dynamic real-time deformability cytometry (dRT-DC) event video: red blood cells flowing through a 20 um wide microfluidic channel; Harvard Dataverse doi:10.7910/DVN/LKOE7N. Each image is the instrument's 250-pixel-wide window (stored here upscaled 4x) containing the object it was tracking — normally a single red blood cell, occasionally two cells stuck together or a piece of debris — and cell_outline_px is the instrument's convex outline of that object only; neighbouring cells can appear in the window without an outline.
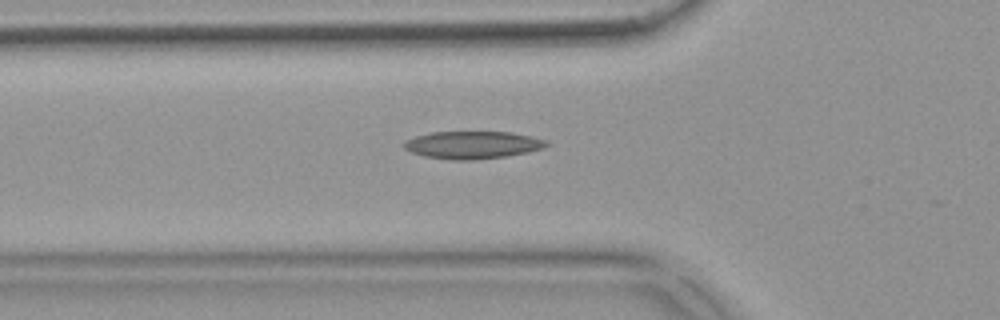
{"species": "common noctule bat (a hibernating species)", "species_latin": "Nyctalus noctula", "temperature_condition": "warm", "stored_images_in_passage": 38, "camera_frame_rate_fps": 3000, "um_per_image_px": 0.085, "animal": {"sex": "female", "body_mass_g": 18.4}, "frame": {"image": 1, "passage_image": 7, "time_ms": 2.0, "image_size_px": [1000, 320], "cell_outline_px": [[548, 144], [544, 148], [528, 152], [508, 156], [472, 160], [452, 160], [424, 156], [412, 152], [404, 148], [400, 144], [404, 140], [416, 136], [432, 132], [512, 132], [544, 140]], "centroid_in_image_um": [40.11, 12.32], "position_along_channel_um": 85.7, "area_um2": 22.83}}
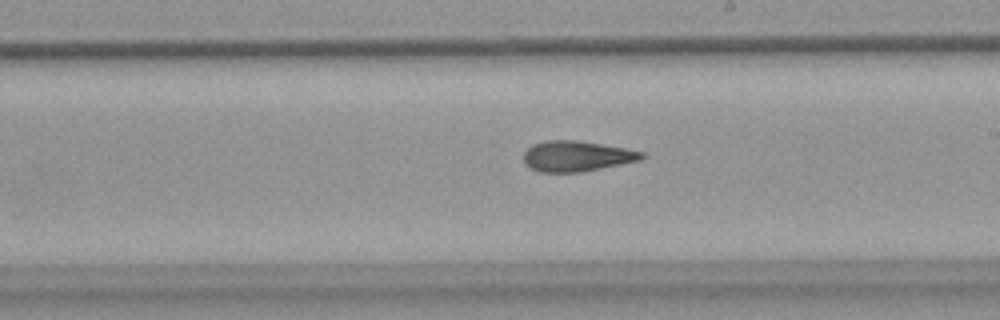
{"frame": {"image": 2, "passage_image": 19, "time_ms": 6.0, "image_size_px": [1000, 320], "cell_outline_px": [[648, 156], [640, 160], [580, 172], [540, 172], [532, 168], [524, 160], [524, 152], [532, 144], [548, 140], [580, 140], [624, 148], [644, 152]], "centroid_in_image_um": [49.04, 13.26], "position_along_channel_um": 240.0, "area_um2": 20.87}}
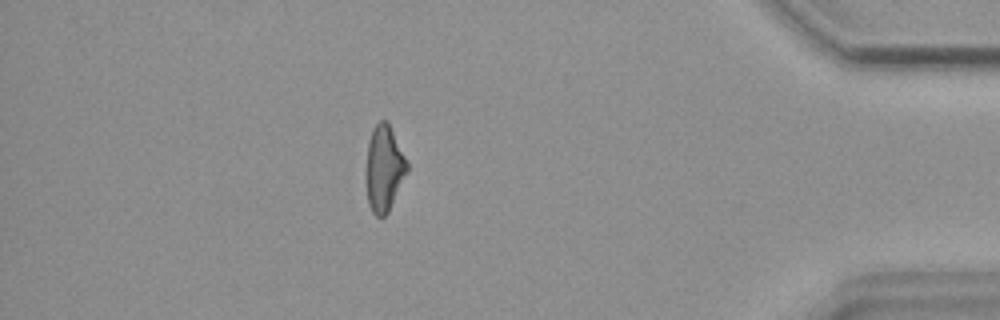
{"frame": {"image": 3, "passage_image": 35, "time_ms": 11.333, "image_size_px": [1000, 320], "cell_outline_px": [[408, 168], [388, 212], [384, 216], [376, 216], [372, 212], [368, 204], [368, 140], [372, 128], [380, 120], [388, 120], [408, 164]], "centroid_in_image_um": [32.66, 14.27], "position_along_channel_um": 402.5, "area_um2": 19.83}, "authors_computed_cell_mechanics": {"area_um2": 21.2704, "velocity_mm_per_s": 3.8623, "shape_relaxation_time_tau1_ms": null, "shape_relaxation_time_tau2_ms": 4.3623, "deformation_change_tau1": null, "deformation_change_tau2": 0.1558}}